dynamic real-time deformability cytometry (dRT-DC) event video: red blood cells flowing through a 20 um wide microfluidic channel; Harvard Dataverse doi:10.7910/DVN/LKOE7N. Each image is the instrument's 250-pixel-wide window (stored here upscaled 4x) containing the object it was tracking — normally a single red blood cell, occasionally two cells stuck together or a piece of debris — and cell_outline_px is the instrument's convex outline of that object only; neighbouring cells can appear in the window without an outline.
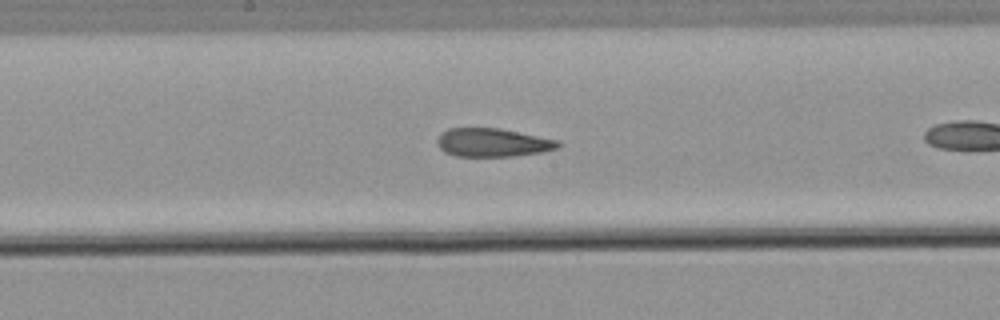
{"species": "common noctule bat (a hibernating species)", "species_latin": "Nyctalus noctula", "temperature_condition": "warm", "stored_images_in_passage": 19, "camera_frame_rate_fps": 3000, "um_per_image_px": 0.085, "animal": {"sex": "male", "body_mass_g": 21.5, "forearm_length_mm": 52.0}, "frame": {"image": 1, "passage_image": 11, "time_ms": 3.333, "image_size_px": [1000, 320], "cell_outline_px": [[560, 148], [540, 152], [516, 156], [456, 156], [444, 152], [436, 144], [436, 140], [440, 132], [448, 128], [500, 128], [556, 140], [560, 144]], "centroid_in_image_um": [41.82, 12.11], "position_along_channel_um": 206.4, "area_um2": 20.06}}